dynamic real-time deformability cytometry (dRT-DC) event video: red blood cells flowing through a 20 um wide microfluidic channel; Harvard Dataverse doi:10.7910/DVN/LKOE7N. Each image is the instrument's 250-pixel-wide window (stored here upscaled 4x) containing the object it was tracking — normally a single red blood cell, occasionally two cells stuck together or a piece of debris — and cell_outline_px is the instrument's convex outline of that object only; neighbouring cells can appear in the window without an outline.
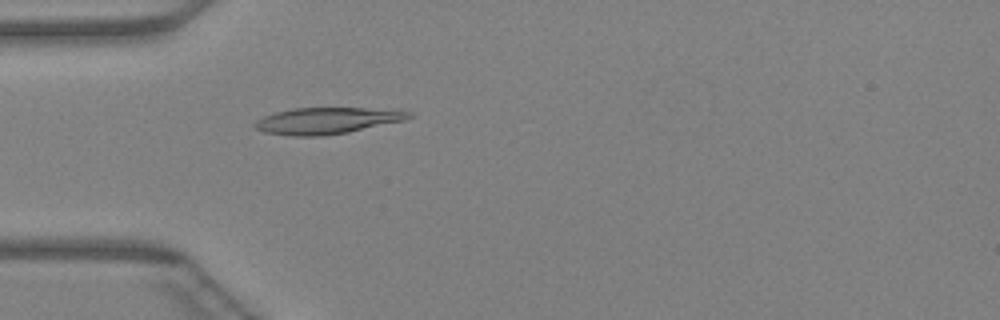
{"species": "Egyptian fruit bat (a non-hibernating species)", "species_latin": "Rousettus aegyptiacus", "temperature_condition": "warm", "stored_images_in_passage": 31, "camera_frame_rate_fps": 3000, "um_per_image_px": 0.085, "animal": {"sex": "female"}, "frame": {"image": 1, "passage_image": 4, "time_ms": 1.0, "image_size_px": [1000, 320], "cell_outline_px": [[412, 116], [404, 120], [348, 132], [324, 136], [292, 136], [264, 132], [256, 128], [252, 124], [256, 120], [264, 116], [276, 112], [292, 108], [364, 108], [412, 112]], "centroid_in_image_um": [27.72, 10.26], "position_along_channel_um": 57.3, "area_um2": 23.47}}
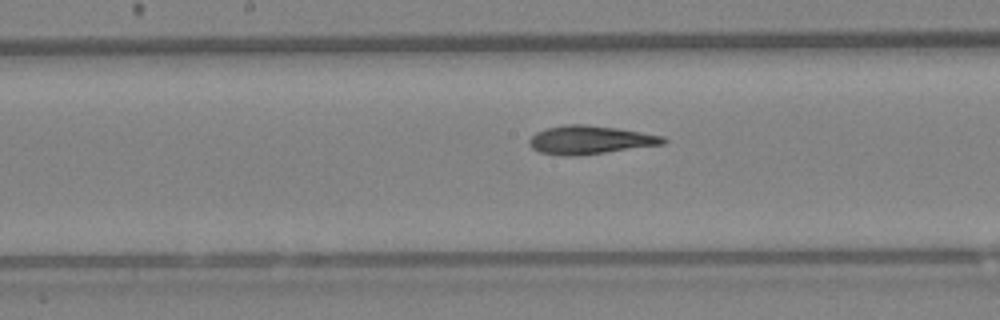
{"frame": {"image": 2, "passage_image": 14, "time_ms": 4.333, "image_size_px": [1000, 320], "cell_outline_px": [[668, 140], [664, 144], [576, 156], [568, 156], [540, 152], [532, 148], [528, 144], [528, 140], [536, 132], [544, 128], [564, 124], [584, 124], [616, 128], [664, 136]], "centroid_in_image_um": [50.12, 11.88], "position_along_channel_um": 198.1, "area_um2": 22.14}}
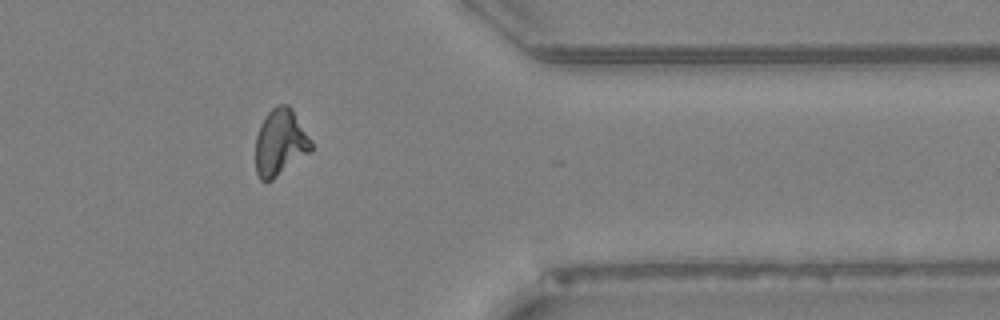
{"frame": {"image": 3, "passage_image": 28, "time_ms": 9.0, "image_size_px": [1000, 320], "cell_outline_px": [[312, 152], [272, 180], [260, 180], [256, 172], [256, 136], [260, 124], [268, 112], [276, 104], [288, 104], [292, 108], [312, 140]], "centroid_in_image_um": [23.84, 12.1], "position_along_channel_um": 387.6, "area_um2": 21.85}}